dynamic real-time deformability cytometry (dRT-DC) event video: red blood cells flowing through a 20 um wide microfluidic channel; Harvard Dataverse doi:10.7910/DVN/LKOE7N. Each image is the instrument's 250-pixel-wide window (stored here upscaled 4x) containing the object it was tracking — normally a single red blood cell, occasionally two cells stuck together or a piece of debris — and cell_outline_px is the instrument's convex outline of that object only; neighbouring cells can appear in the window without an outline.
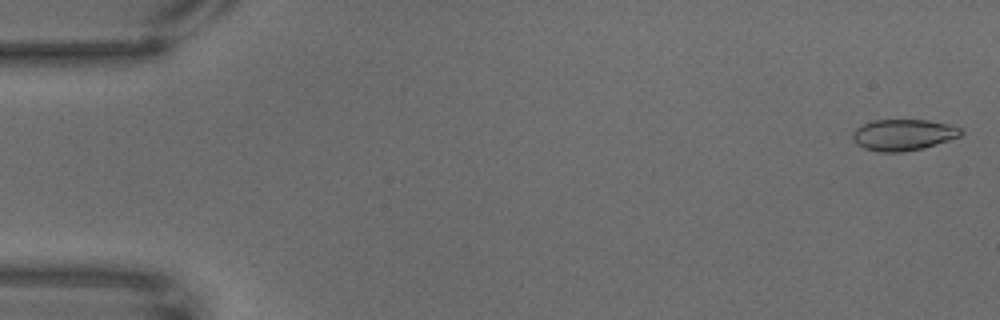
{"species": "common noctule bat (a hibernating species)", "species_latin": "Nyctalus noctula", "temperature_condition": "warm", "stored_images_in_passage": 68, "camera_frame_rate_fps": 3000, "um_per_image_px": 0.085, "animal": {"sex": "male", "body_mass_g": 18.8}, "frame": {"image": 1, "passage_image": 2, "time_ms": 0.333, "image_size_px": [1000, 320], "cell_outline_px": [[964, 132], [960, 136], [936, 144], [920, 148], [900, 152], [880, 152], [864, 148], [856, 144], [852, 136], [852, 132], [856, 128], [872, 120], [928, 120], [948, 124], [960, 128]], "centroid_in_image_um": [76.75, 11.45], "position_along_channel_um": 8.2, "area_um2": 19.54}}
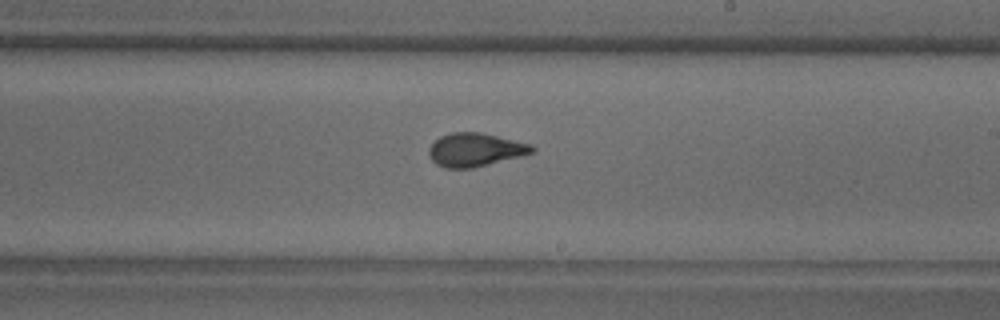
{"frame": {"image": 2, "passage_image": 40, "time_ms": 13.0, "image_size_px": [1000, 320], "cell_outline_px": [[536, 148], [532, 152], [520, 156], [472, 168], [444, 168], [436, 164], [432, 160], [428, 152], [428, 148], [440, 136], [452, 132], [480, 132], [532, 144]], "centroid_in_image_um": [40.37, 12.72], "position_along_channel_um": 248.6, "area_um2": 19.94}}
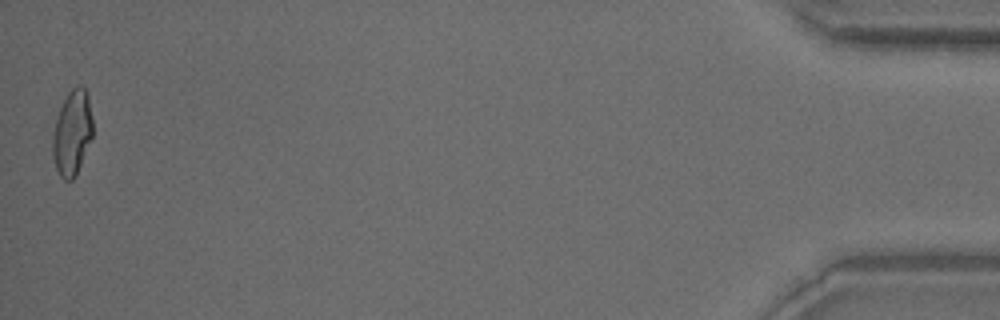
{"frame": {"image": 3, "passage_image": 67, "time_ms": 22.0, "image_size_px": [1000, 320], "cell_outline_px": [[92, 136], [80, 164], [72, 180], [64, 180], [60, 176], [56, 168], [52, 156], [52, 136], [56, 116], [68, 92], [76, 84], [80, 84], [88, 92], [92, 116]], "centroid_in_image_um": [6.12, 11.23], "position_along_channel_um": 429.1, "area_um2": 19.88}}